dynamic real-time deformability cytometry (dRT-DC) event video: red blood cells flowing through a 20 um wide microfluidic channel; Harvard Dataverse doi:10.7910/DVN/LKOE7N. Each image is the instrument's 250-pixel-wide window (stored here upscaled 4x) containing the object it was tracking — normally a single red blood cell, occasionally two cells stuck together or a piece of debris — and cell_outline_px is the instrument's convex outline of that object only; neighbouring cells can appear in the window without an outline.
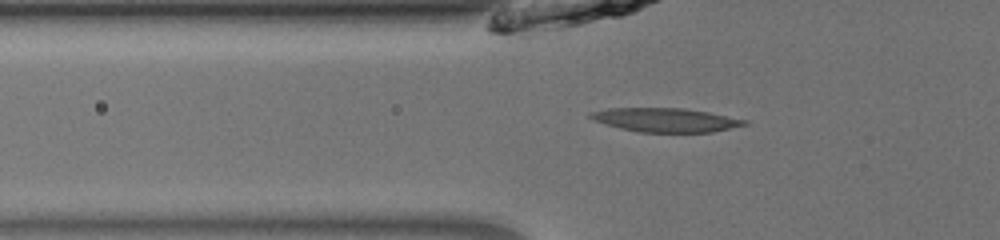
{"species": "common noctule bat (a hibernating species)", "species_latin": "Nyctalus noctula", "temperature_condition": "room temperature", "stored_images_in_passage": 38, "camera_frame_rate_fps": 3000, "um_per_image_px": 0.085, "animal": {"sex": "male", "body_mass_g": 13.0, "forearm_length_mm": 53.1}, "frame": {"image": 1, "passage_image": 5, "time_ms": 1.333, "image_size_px": [1000, 240], "cell_outline_px": [[748, 124], [712, 132], [640, 132], [620, 128], [596, 120], [588, 116], [588, 112], [608, 108], [684, 108], [708, 112], [748, 120]], "centroid_in_image_um": [56.59, 10.19], "position_along_channel_um": 69.2, "area_um2": 21.27}}
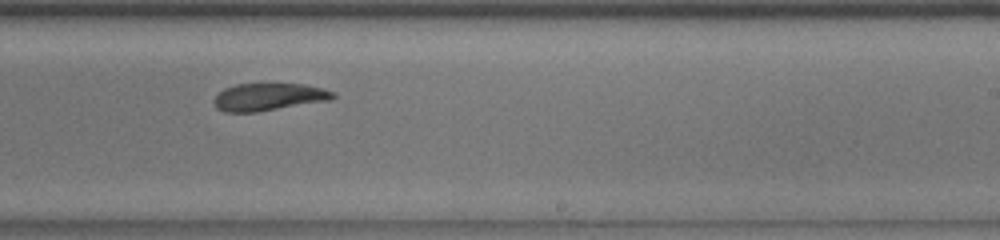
{"frame": {"image": 2, "passage_image": 20, "time_ms": 6.333, "image_size_px": [1000, 240], "cell_outline_px": [[336, 96], [332, 100], [256, 112], [224, 112], [216, 108], [212, 100], [224, 88], [236, 84], [304, 84], [324, 88], [332, 92]], "centroid_in_image_um": [22.83, 8.24], "position_along_channel_um": 266.2, "area_um2": 19.07}}
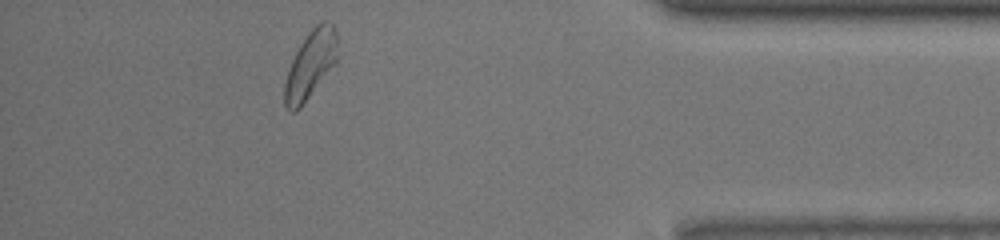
{"frame": {"image": 3, "passage_image": 33, "time_ms": 10.667, "image_size_px": [1000, 240], "cell_outline_px": [[336, 64], [300, 108], [296, 112], [288, 112], [284, 104], [284, 84], [288, 68], [300, 44], [308, 32], [316, 24], [324, 20], [332, 24], [336, 32]], "centroid_in_image_um": [26.36, 5.54], "position_along_channel_um": 408.8, "area_um2": 20.92}, "authors_computed_cell_mechanics": {"area_um2": 20.4034, "velocity_mm_per_s": 3.9813, "shape_relaxation_time_tau1_ms": 7.1475, "shape_relaxation_time_tau2_ms": 2.1953, "deformation_change_tau1": 0.2248, "deformation_change_tau2": 0.0946}}